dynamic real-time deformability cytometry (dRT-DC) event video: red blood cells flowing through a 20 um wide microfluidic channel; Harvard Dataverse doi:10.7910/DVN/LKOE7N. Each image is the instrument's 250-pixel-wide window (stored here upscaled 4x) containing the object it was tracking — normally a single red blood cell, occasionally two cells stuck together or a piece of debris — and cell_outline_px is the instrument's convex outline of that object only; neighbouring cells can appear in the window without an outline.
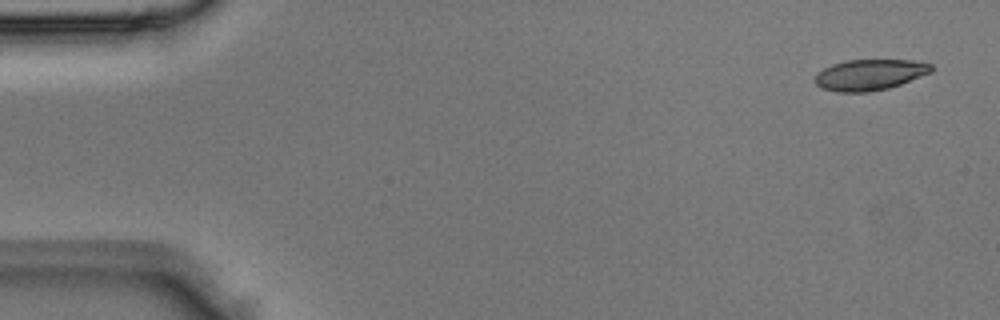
{"species": "Egyptian fruit bat (a non-hibernating species)", "species_latin": "Rousettus aegyptiacus", "temperature_condition": "room temperature", "stored_images_in_passage": 4, "camera_frame_rate_fps": 3000, "um_per_image_px": 0.085, "animal": {"sex": "male"}, "frame": {"image": 1, "passage_image": 1, "time_ms": 0.0, "image_size_px": [1000, 320], "cell_outline_px": [[932, 72], [900, 84], [888, 88], [868, 92], [836, 92], [824, 88], [816, 84], [812, 80], [816, 72], [832, 64], [844, 60], [912, 60], [932, 64]], "centroid_in_image_um": [73.88, 6.35], "position_along_channel_um": 11.1, "area_um2": 21.04}}